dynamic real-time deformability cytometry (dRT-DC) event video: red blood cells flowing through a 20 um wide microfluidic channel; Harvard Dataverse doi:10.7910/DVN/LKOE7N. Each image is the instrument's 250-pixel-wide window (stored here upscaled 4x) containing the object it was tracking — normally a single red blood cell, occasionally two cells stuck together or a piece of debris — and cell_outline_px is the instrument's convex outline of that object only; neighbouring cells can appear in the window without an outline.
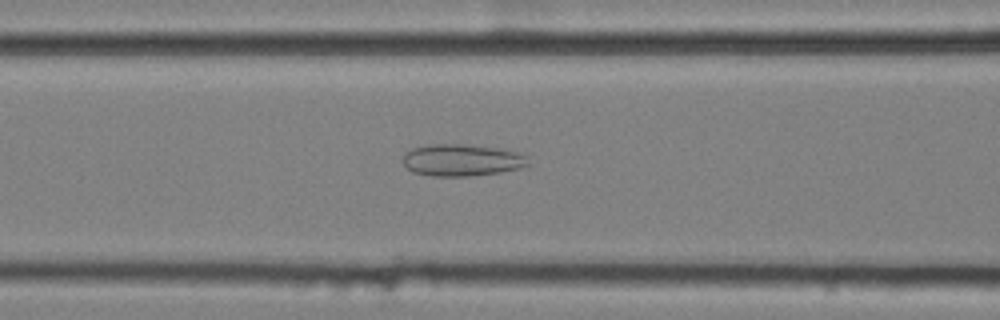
{"species": "common noctule bat (a hibernating species)", "species_latin": "Nyctalus noctula", "temperature_condition": "cold", "stored_images_in_passage": 40, "camera_frame_rate_fps": 3000, "um_per_image_px": 0.085, "animal": {"sex": "female", "body_mass_g": 25.1}, "frame": {"image": 1, "passage_image": 7, "time_ms": 2.0, "image_size_px": [1000, 320], "cell_outline_px": [[528, 164], [520, 168], [500, 172], [472, 176], [432, 176], [412, 172], [404, 164], [404, 152], [412, 148], [428, 144], [468, 144], [504, 148], [520, 152], [528, 156]], "centroid_in_image_um": [39.29, 13.59], "position_along_channel_um": 127.3, "area_um2": 23.7}}
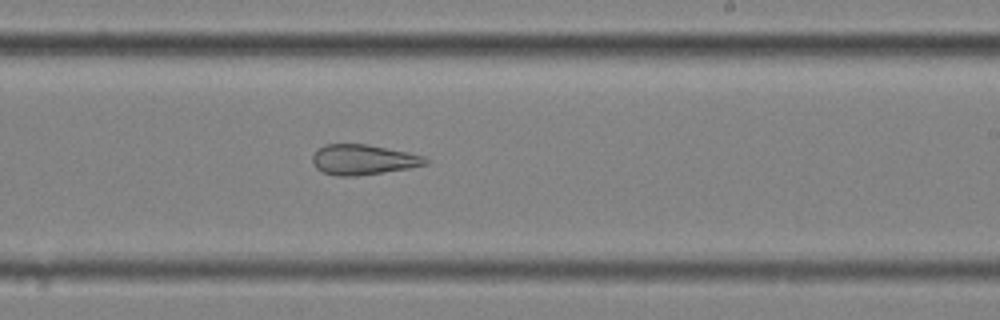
{"frame": {"image": 2, "passage_image": 18, "time_ms": 5.667, "image_size_px": [1000, 320], "cell_outline_px": [[432, 160], [428, 164], [408, 168], [356, 176], [336, 176], [324, 172], [316, 168], [312, 164], [312, 156], [316, 148], [324, 144], [368, 144], [408, 152], [424, 156]], "centroid_in_image_um": [30.86, 13.56], "position_along_channel_um": 258.1, "area_um2": 20.11}}
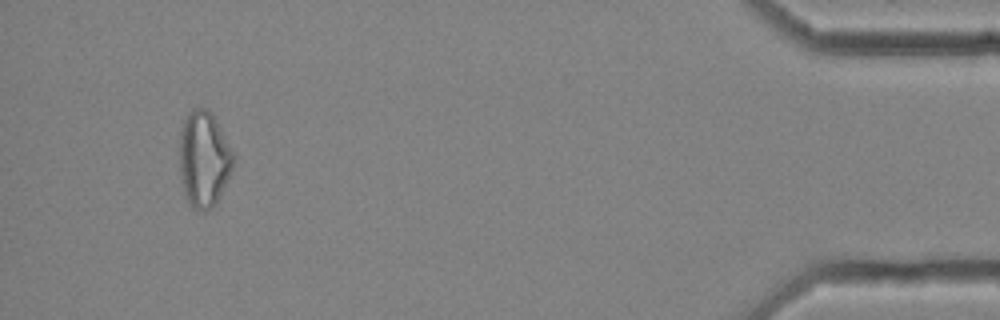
{"frame": {"image": 3, "passage_image": 37, "time_ms": 12.0, "image_size_px": [1000, 320], "cell_outline_px": [[232, 168], [228, 180], [216, 204], [212, 208], [204, 212], [196, 212], [188, 204], [184, 196], [180, 176], [180, 132], [184, 120], [188, 112], [192, 108], [208, 108], [212, 112], [232, 152]], "centroid_in_image_um": [17.3, 13.57], "position_along_channel_um": 417.9, "area_um2": 30.29}, "authors_computed_cell_mechanics": {"area_um2": 23.7558, "velocity_mm_per_s": 3.5736, "shape_relaxation_time_tau1_ms": null, "shape_relaxation_time_tau2_ms": 2.9222, "deformation_change_tau1": null, "deformation_change_tau2": 0.1235}}